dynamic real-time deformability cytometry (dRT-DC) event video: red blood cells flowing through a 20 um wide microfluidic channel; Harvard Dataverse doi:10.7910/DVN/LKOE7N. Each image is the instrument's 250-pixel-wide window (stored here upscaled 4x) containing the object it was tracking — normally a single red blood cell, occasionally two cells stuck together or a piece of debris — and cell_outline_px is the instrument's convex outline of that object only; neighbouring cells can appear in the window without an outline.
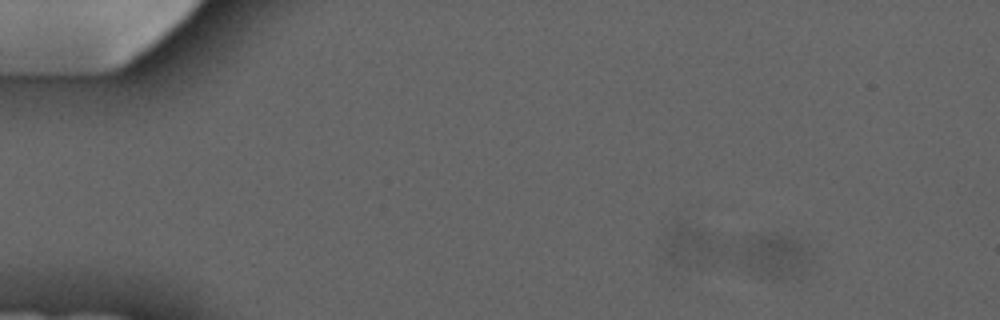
{"species": "common noctule bat (a hibernating species)", "species_latin": "Nyctalus noctula", "temperature_condition": "cold", "stored_images_in_passage": 3, "camera_frame_rate_fps": 3000, "um_per_image_px": 0.085, "animal": {"sex": "male", "forearm_length_mm": 52.5}, "frame": {"image": 1, "passage_image": 1, "time_ms": 0.0, "image_size_px": [1000, 320], "cell_outline_px": [[812, 260], [796, 280], [784, 280], [760, 276], [748, 272], [732, 252], [748, 236], [776, 232], [788, 236], [812, 252]], "centroid_in_image_um": [65.74, 21.78], "position_along_channel_um": 19.3, "area_um2": 19.59}}